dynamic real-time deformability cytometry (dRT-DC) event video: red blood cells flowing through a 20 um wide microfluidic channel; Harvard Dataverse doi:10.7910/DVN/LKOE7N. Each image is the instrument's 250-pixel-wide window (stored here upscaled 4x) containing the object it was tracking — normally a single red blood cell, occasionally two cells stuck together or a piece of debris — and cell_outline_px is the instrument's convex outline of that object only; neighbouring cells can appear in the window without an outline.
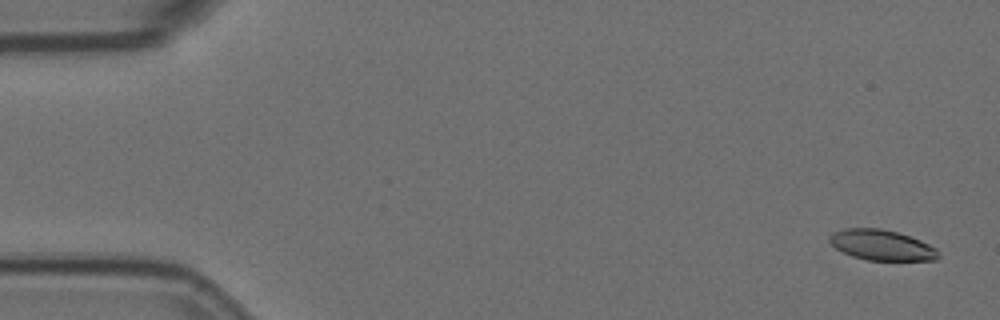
{"species": "Egyptian fruit bat (a non-hibernating species)", "species_latin": "Rousettus aegyptiacus", "temperature_condition": "room temperature", "stored_images_in_passage": 58, "camera_frame_rate_fps": 3000, "um_per_image_px": 0.085, "animal": {"sex": "female"}, "frame": {"image": 1, "passage_image": 3, "time_ms": 0.667, "image_size_px": [1000, 320], "cell_outline_px": [[940, 256], [936, 260], [868, 260], [852, 256], [836, 248], [828, 240], [828, 236], [844, 228], [880, 228], [896, 232], [920, 240], [936, 248], [940, 252]], "centroid_in_image_um": [74.96, 20.83], "position_along_channel_um": 10.0, "area_um2": 19.19}}
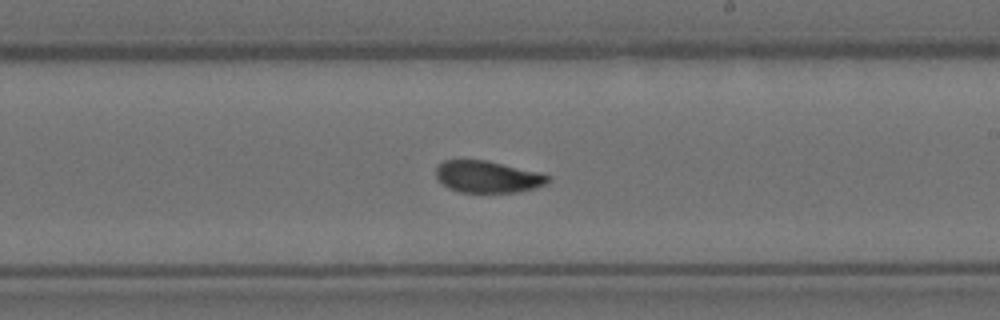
{"frame": {"image": 2, "passage_image": 34, "time_ms": 11.0, "image_size_px": [1000, 320], "cell_outline_px": [[548, 184], [516, 192], [460, 192], [448, 188], [436, 176], [436, 168], [444, 160], [484, 160], [540, 172], [548, 176]], "centroid_in_image_um": [41.44, 15.02], "position_along_channel_um": 247.6, "area_um2": 20.46}}
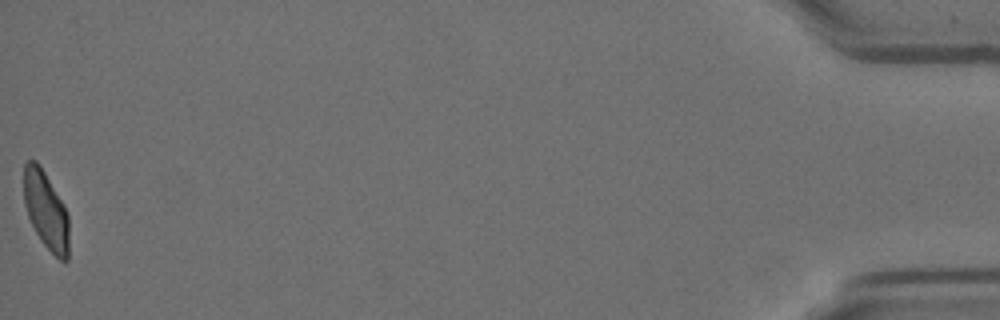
{"frame": {"image": 3, "passage_image": 58, "time_ms": 19.0, "image_size_px": [1000, 320], "cell_outline_px": [[68, 260], [60, 260], [40, 240], [28, 216], [24, 204], [24, 164], [28, 160], [36, 160], [40, 164], [64, 204], [68, 216]], "centroid_in_image_um": [3.9, 17.84], "position_along_channel_um": 431.3, "area_um2": 20.4}, "authors_computed_cell_mechanics": {"area_um2": 21.2415, "velocity_mm_per_s": 3.5598, "shape_relaxation_time_tau1_ms": 5.0652, "shape_relaxation_time_tau2_ms": 2.0907, "deformation_change_tau1": 0.1403, "deformation_change_tau2": 0.0713}}